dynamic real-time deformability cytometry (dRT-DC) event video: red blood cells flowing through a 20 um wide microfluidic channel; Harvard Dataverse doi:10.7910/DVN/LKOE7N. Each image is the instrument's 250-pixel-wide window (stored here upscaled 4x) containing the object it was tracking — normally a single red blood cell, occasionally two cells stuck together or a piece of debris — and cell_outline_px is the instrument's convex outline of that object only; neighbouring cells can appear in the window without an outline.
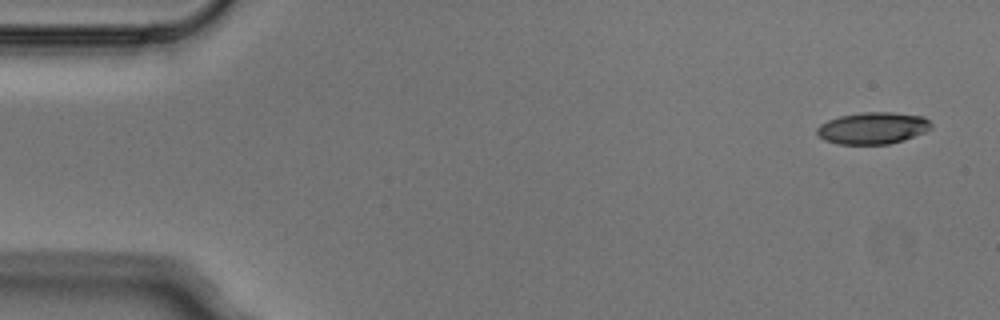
{"species": "Egyptian fruit bat (a non-hibernating species)", "species_latin": "Rousettus aegyptiacus", "temperature_condition": "cold", "stored_images_in_passage": 4, "camera_frame_rate_fps": 3000, "um_per_image_px": 0.085, "animal": {"sex": "male"}, "frame": {"image": 1, "passage_image": 1, "time_ms": 0.0, "image_size_px": [1000, 320], "cell_outline_px": [[932, 128], [924, 132], [904, 140], [888, 144], [840, 144], [824, 140], [816, 132], [816, 128], [820, 124], [828, 120], [840, 116], [860, 112], [892, 112], [924, 116], [932, 124]], "centroid_in_image_um": [74.19, 10.88], "position_along_channel_um": 10.8, "area_um2": 21.21}}
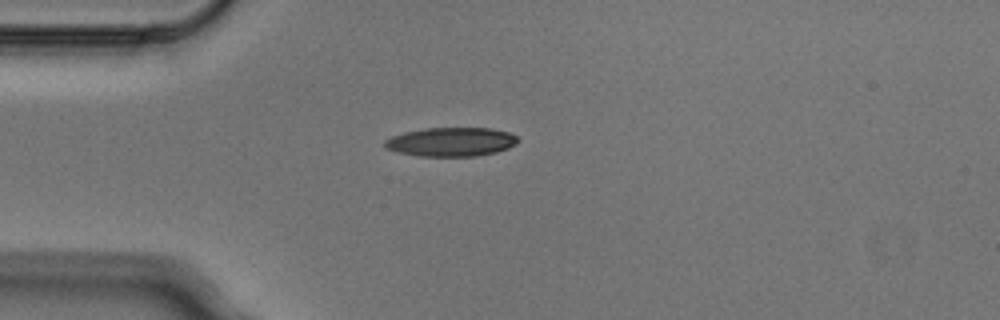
{"frame": {"image": 2, "passage_image": 4, "time_ms": 1.0, "image_size_px": [1000, 320], "cell_outline_px": [[520, 140], [516, 144], [508, 148], [496, 152], [476, 156], [420, 156], [400, 152], [384, 148], [384, 140], [392, 136], [404, 132], [424, 128], [492, 128], [508, 132], [516, 136]], "centroid_in_image_um": [38.35, 12.05], "position_along_channel_um": 46.6, "area_um2": 22.48}}